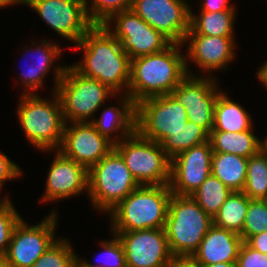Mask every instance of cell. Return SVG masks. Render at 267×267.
Returning a JSON list of instances; mask_svg holds the SVG:
<instances>
[{
    "mask_svg": "<svg viewBox=\"0 0 267 267\" xmlns=\"http://www.w3.org/2000/svg\"><path fill=\"white\" fill-rule=\"evenodd\" d=\"M113 237L109 241L100 242L103 249L100 254L101 264H91L87 260L77 257L78 263L83 267H127L123 245L116 235L113 234Z\"/></svg>",
    "mask_w": 267,
    "mask_h": 267,
    "instance_id": "836d02e7",
    "label": "cell"
},
{
    "mask_svg": "<svg viewBox=\"0 0 267 267\" xmlns=\"http://www.w3.org/2000/svg\"><path fill=\"white\" fill-rule=\"evenodd\" d=\"M201 267H237L236 262H219L212 265H201Z\"/></svg>",
    "mask_w": 267,
    "mask_h": 267,
    "instance_id": "7bdbcfd3",
    "label": "cell"
},
{
    "mask_svg": "<svg viewBox=\"0 0 267 267\" xmlns=\"http://www.w3.org/2000/svg\"><path fill=\"white\" fill-rule=\"evenodd\" d=\"M40 43L41 44L36 46V41H33L32 46L34 48H24L27 54L29 53L32 55V53H34L37 60L35 59L34 62L32 61L33 65L31 66L26 65V67H28L27 70H24V68L22 73H20L19 80L21 79L20 82L22 83L20 85H23L22 87H24L26 91L23 92V94H36L38 89L44 85V77H46L49 71L53 69V65L56 60L61 58L60 55L62 54V50L57 42H55V44L54 42L47 39L45 40L44 38ZM27 54L25 56H27Z\"/></svg>",
    "mask_w": 267,
    "mask_h": 267,
    "instance_id": "7402d4cb",
    "label": "cell"
},
{
    "mask_svg": "<svg viewBox=\"0 0 267 267\" xmlns=\"http://www.w3.org/2000/svg\"><path fill=\"white\" fill-rule=\"evenodd\" d=\"M57 213L52 211L36 225L22 218L14 228L4 260L16 267H31L57 240Z\"/></svg>",
    "mask_w": 267,
    "mask_h": 267,
    "instance_id": "8fae6325",
    "label": "cell"
},
{
    "mask_svg": "<svg viewBox=\"0 0 267 267\" xmlns=\"http://www.w3.org/2000/svg\"><path fill=\"white\" fill-rule=\"evenodd\" d=\"M140 185L113 148L97 164L88 169V196L91 205L108 213Z\"/></svg>",
    "mask_w": 267,
    "mask_h": 267,
    "instance_id": "52a82bcc",
    "label": "cell"
},
{
    "mask_svg": "<svg viewBox=\"0 0 267 267\" xmlns=\"http://www.w3.org/2000/svg\"><path fill=\"white\" fill-rule=\"evenodd\" d=\"M73 267H83L82 265H80L79 263H78V261L73 265Z\"/></svg>",
    "mask_w": 267,
    "mask_h": 267,
    "instance_id": "7dc6e473",
    "label": "cell"
},
{
    "mask_svg": "<svg viewBox=\"0 0 267 267\" xmlns=\"http://www.w3.org/2000/svg\"><path fill=\"white\" fill-rule=\"evenodd\" d=\"M14 4H22V0H0V8H7Z\"/></svg>",
    "mask_w": 267,
    "mask_h": 267,
    "instance_id": "b9f144b4",
    "label": "cell"
},
{
    "mask_svg": "<svg viewBox=\"0 0 267 267\" xmlns=\"http://www.w3.org/2000/svg\"><path fill=\"white\" fill-rule=\"evenodd\" d=\"M0 267H16L12 264H9L8 262H6L4 259L0 260Z\"/></svg>",
    "mask_w": 267,
    "mask_h": 267,
    "instance_id": "ee69618b",
    "label": "cell"
},
{
    "mask_svg": "<svg viewBox=\"0 0 267 267\" xmlns=\"http://www.w3.org/2000/svg\"><path fill=\"white\" fill-rule=\"evenodd\" d=\"M171 196L169 185H140L107 213L111 231L164 228Z\"/></svg>",
    "mask_w": 267,
    "mask_h": 267,
    "instance_id": "3957f363",
    "label": "cell"
},
{
    "mask_svg": "<svg viewBox=\"0 0 267 267\" xmlns=\"http://www.w3.org/2000/svg\"><path fill=\"white\" fill-rule=\"evenodd\" d=\"M65 123L60 147L63 156L76 161L87 169L97 164L114 144L102 136L90 122Z\"/></svg>",
    "mask_w": 267,
    "mask_h": 267,
    "instance_id": "e0dca14e",
    "label": "cell"
},
{
    "mask_svg": "<svg viewBox=\"0 0 267 267\" xmlns=\"http://www.w3.org/2000/svg\"><path fill=\"white\" fill-rule=\"evenodd\" d=\"M76 46L83 52L81 62L71 65L77 72L100 81L116 95L127 94L131 59L104 25H93Z\"/></svg>",
    "mask_w": 267,
    "mask_h": 267,
    "instance_id": "6da1fadb",
    "label": "cell"
},
{
    "mask_svg": "<svg viewBox=\"0 0 267 267\" xmlns=\"http://www.w3.org/2000/svg\"><path fill=\"white\" fill-rule=\"evenodd\" d=\"M243 242L239 234L213 224L191 258L200 265L236 262Z\"/></svg>",
    "mask_w": 267,
    "mask_h": 267,
    "instance_id": "ffe728a7",
    "label": "cell"
},
{
    "mask_svg": "<svg viewBox=\"0 0 267 267\" xmlns=\"http://www.w3.org/2000/svg\"><path fill=\"white\" fill-rule=\"evenodd\" d=\"M206 141H209V133L196 123L188 121L181 130L171 133L161 143V147L166 155L172 159L179 153Z\"/></svg>",
    "mask_w": 267,
    "mask_h": 267,
    "instance_id": "83f0119b",
    "label": "cell"
},
{
    "mask_svg": "<svg viewBox=\"0 0 267 267\" xmlns=\"http://www.w3.org/2000/svg\"><path fill=\"white\" fill-rule=\"evenodd\" d=\"M252 117L237 102L232 101L225 92H220L214 109V123L211 131L243 132L254 130Z\"/></svg>",
    "mask_w": 267,
    "mask_h": 267,
    "instance_id": "603a6c76",
    "label": "cell"
},
{
    "mask_svg": "<svg viewBox=\"0 0 267 267\" xmlns=\"http://www.w3.org/2000/svg\"><path fill=\"white\" fill-rule=\"evenodd\" d=\"M139 185H169L171 159L161 144L137 130L114 145Z\"/></svg>",
    "mask_w": 267,
    "mask_h": 267,
    "instance_id": "ba28073f",
    "label": "cell"
},
{
    "mask_svg": "<svg viewBox=\"0 0 267 267\" xmlns=\"http://www.w3.org/2000/svg\"><path fill=\"white\" fill-rule=\"evenodd\" d=\"M204 76L187 75L171 94L186 109L188 121L210 133L214 123L216 99L221 90L216 78L212 77L214 75Z\"/></svg>",
    "mask_w": 267,
    "mask_h": 267,
    "instance_id": "4fadbf2b",
    "label": "cell"
},
{
    "mask_svg": "<svg viewBox=\"0 0 267 267\" xmlns=\"http://www.w3.org/2000/svg\"><path fill=\"white\" fill-rule=\"evenodd\" d=\"M250 198L243 191H232L213 218L217 227L242 232Z\"/></svg>",
    "mask_w": 267,
    "mask_h": 267,
    "instance_id": "4316f807",
    "label": "cell"
},
{
    "mask_svg": "<svg viewBox=\"0 0 267 267\" xmlns=\"http://www.w3.org/2000/svg\"><path fill=\"white\" fill-rule=\"evenodd\" d=\"M190 6L185 0H133L131 10L172 43L183 44L190 29Z\"/></svg>",
    "mask_w": 267,
    "mask_h": 267,
    "instance_id": "9a60e30c",
    "label": "cell"
},
{
    "mask_svg": "<svg viewBox=\"0 0 267 267\" xmlns=\"http://www.w3.org/2000/svg\"><path fill=\"white\" fill-rule=\"evenodd\" d=\"M267 230V200L250 199L247 213L239 234L243 241Z\"/></svg>",
    "mask_w": 267,
    "mask_h": 267,
    "instance_id": "d6a6232c",
    "label": "cell"
},
{
    "mask_svg": "<svg viewBox=\"0 0 267 267\" xmlns=\"http://www.w3.org/2000/svg\"><path fill=\"white\" fill-rule=\"evenodd\" d=\"M111 232L123 245L127 267H167L174 259L164 228Z\"/></svg>",
    "mask_w": 267,
    "mask_h": 267,
    "instance_id": "5bb4252c",
    "label": "cell"
},
{
    "mask_svg": "<svg viewBox=\"0 0 267 267\" xmlns=\"http://www.w3.org/2000/svg\"><path fill=\"white\" fill-rule=\"evenodd\" d=\"M183 46L186 45L172 43L162 52L131 60L127 95L136 104L149 97L171 94L188 75L185 54L180 51Z\"/></svg>",
    "mask_w": 267,
    "mask_h": 267,
    "instance_id": "7a4b0ae2",
    "label": "cell"
},
{
    "mask_svg": "<svg viewBox=\"0 0 267 267\" xmlns=\"http://www.w3.org/2000/svg\"><path fill=\"white\" fill-rule=\"evenodd\" d=\"M84 0L85 10L93 25H104L115 13L129 10L133 0ZM90 4V6H89Z\"/></svg>",
    "mask_w": 267,
    "mask_h": 267,
    "instance_id": "1f68e13d",
    "label": "cell"
},
{
    "mask_svg": "<svg viewBox=\"0 0 267 267\" xmlns=\"http://www.w3.org/2000/svg\"><path fill=\"white\" fill-rule=\"evenodd\" d=\"M167 267H201L191 257H174Z\"/></svg>",
    "mask_w": 267,
    "mask_h": 267,
    "instance_id": "ab89813d",
    "label": "cell"
},
{
    "mask_svg": "<svg viewBox=\"0 0 267 267\" xmlns=\"http://www.w3.org/2000/svg\"><path fill=\"white\" fill-rule=\"evenodd\" d=\"M257 78L259 79L261 85L267 89V61H265L258 69Z\"/></svg>",
    "mask_w": 267,
    "mask_h": 267,
    "instance_id": "60d3db41",
    "label": "cell"
},
{
    "mask_svg": "<svg viewBox=\"0 0 267 267\" xmlns=\"http://www.w3.org/2000/svg\"><path fill=\"white\" fill-rule=\"evenodd\" d=\"M11 159L0 151V187L2 188L4 183L13 179H18L21 176L22 170Z\"/></svg>",
    "mask_w": 267,
    "mask_h": 267,
    "instance_id": "8d00e7d4",
    "label": "cell"
},
{
    "mask_svg": "<svg viewBox=\"0 0 267 267\" xmlns=\"http://www.w3.org/2000/svg\"><path fill=\"white\" fill-rule=\"evenodd\" d=\"M213 153H230L249 158L262 149V140L253 130L243 132L210 131Z\"/></svg>",
    "mask_w": 267,
    "mask_h": 267,
    "instance_id": "cb8c5ba5",
    "label": "cell"
},
{
    "mask_svg": "<svg viewBox=\"0 0 267 267\" xmlns=\"http://www.w3.org/2000/svg\"><path fill=\"white\" fill-rule=\"evenodd\" d=\"M22 5L33 9L55 33L75 45L93 26L84 0H22Z\"/></svg>",
    "mask_w": 267,
    "mask_h": 267,
    "instance_id": "7c38bea8",
    "label": "cell"
},
{
    "mask_svg": "<svg viewBox=\"0 0 267 267\" xmlns=\"http://www.w3.org/2000/svg\"><path fill=\"white\" fill-rule=\"evenodd\" d=\"M47 175L44 195L39 200L50 202L88 193V169L63 156L58 150ZM83 192V193H82Z\"/></svg>",
    "mask_w": 267,
    "mask_h": 267,
    "instance_id": "d6986e66",
    "label": "cell"
},
{
    "mask_svg": "<svg viewBox=\"0 0 267 267\" xmlns=\"http://www.w3.org/2000/svg\"><path fill=\"white\" fill-rule=\"evenodd\" d=\"M210 141L185 150L171 159L169 187L173 194L190 196L211 174Z\"/></svg>",
    "mask_w": 267,
    "mask_h": 267,
    "instance_id": "2e32d148",
    "label": "cell"
},
{
    "mask_svg": "<svg viewBox=\"0 0 267 267\" xmlns=\"http://www.w3.org/2000/svg\"><path fill=\"white\" fill-rule=\"evenodd\" d=\"M262 149L267 153V135H266V137L262 140Z\"/></svg>",
    "mask_w": 267,
    "mask_h": 267,
    "instance_id": "bcb514c9",
    "label": "cell"
},
{
    "mask_svg": "<svg viewBox=\"0 0 267 267\" xmlns=\"http://www.w3.org/2000/svg\"><path fill=\"white\" fill-rule=\"evenodd\" d=\"M187 122L186 109L172 94L149 97L136 104V130L159 144Z\"/></svg>",
    "mask_w": 267,
    "mask_h": 267,
    "instance_id": "9c48e42d",
    "label": "cell"
},
{
    "mask_svg": "<svg viewBox=\"0 0 267 267\" xmlns=\"http://www.w3.org/2000/svg\"><path fill=\"white\" fill-rule=\"evenodd\" d=\"M235 11H199L195 15L190 8V29L186 35L234 37Z\"/></svg>",
    "mask_w": 267,
    "mask_h": 267,
    "instance_id": "d4e9b609",
    "label": "cell"
},
{
    "mask_svg": "<svg viewBox=\"0 0 267 267\" xmlns=\"http://www.w3.org/2000/svg\"><path fill=\"white\" fill-rule=\"evenodd\" d=\"M243 192L250 199L267 200V153L263 149L248 158Z\"/></svg>",
    "mask_w": 267,
    "mask_h": 267,
    "instance_id": "f546056e",
    "label": "cell"
},
{
    "mask_svg": "<svg viewBox=\"0 0 267 267\" xmlns=\"http://www.w3.org/2000/svg\"><path fill=\"white\" fill-rule=\"evenodd\" d=\"M121 96L119 95V107L121 108L104 107L101 117L89 121L102 136L114 145L136 131V103L127 94H121Z\"/></svg>",
    "mask_w": 267,
    "mask_h": 267,
    "instance_id": "44dd1931",
    "label": "cell"
},
{
    "mask_svg": "<svg viewBox=\"0 0 267 267\" xmlns=\"http://www.w3.org/2000/svg\"><path fill=\"white\" fill-rule=\"evenodd\" d=\"M66 238H59L44 252L31 267H73L77 255Z\"/></svg>",
    "mask_w": 267,
    "mask_h": 267,
    "instance_id": "4dcf8cb0",
    "label": "cell"
},
{
    "mask_svg": "<svg viewBox=\"0 0 267 267\" xmlns=\"http://www.w3.org/2000/svg\"><path fill=\"white\" fill-rule=\"evenodd\" d=\"M113 22L115 26H110ZM104 27L120 42L131 60L162 52L172 44L131 9L115 13Z\"/></svg>",
    "mask_w": 267,
    "mask_h": 267,
    "instance_id": "30bf717a",
    "label": "cell"
},
{
    "mask_svg": "<svg viewBox=\"0 0 267 267\" xmlns=\"http://www.w3.org/2000/svg\"><path fill=\"white\" fill-rule=\"evenodd\" d=\"M231 192L232 190L211 173L190 196L208 215L214 218Z\"/></svg>",
    "mask_w": 267,
    "mask_h": 267,
    "instance_id": "f1b7e54d",
    "label": "cell"
},
{
    "mask_svg": "<svg viewBox=\"0 0 267 267\" xmlns=\"http://www.w3.org/2000/svg\"><path fill=\"white\" fill-rule=\"evenodd\" d=\"M212 225L213 218L191 196L172 193L164 230L174 257H191Z\"/></svg>",
    "mask_w": 267,
    "mask_h": 267,
    "instance_id": "8992f818",
    "label": "cell"
},
{
    "mask_svg": "<svg viewBox=\"0 0 267 267\" xmlns=\"http://www.w3.org/2000/svg\"><path fill=\"white\" fill-rule=\"evenodd\" d=\"M54 68L52 91L60 98L65 123L89 122L106 99L118 96L100 81L81 75L71 64Z\"/></svg>",
    "mask_w": 267,
    "mask_h": 267,
    "instance_id": "277c9868",
    "label": "cell"
},
{
    "mask_svg": "<svg viewBox=\"0 0 267 267\" xmlns=\"http://www.w3.org/2000/svg\"><path fill=\"white\" fill-rule=\"evenodd\" d=\"M248 158L230 153H213L211 173L230 190L243 191L247 175Z\"/></svg>",
    "mask_w": 267,
    "mask_h": 267,
    "instance_id": "484cf974",
    "label": "cell"
},
{
    "mask_svg": "<svg viewBox=\"0 0 267 267\" xmlns=\"http://www.w3.org/2000/svg\"><path fill=\"white\" fill-rule=\"evenodd\" d=\"M245 242L253 249L267 254V230L250 236Z\"/></svg>",
    "mask_w": 267,
    "mask_h": 267,
    "instance_id": "f35d334b",
    "label": "cell"
},
{
    "mask_svg": "<svg viewBox=\"0 0 267 267\" xmlns=\"http://www.w3.org/2000/svg\"><path fill=\"white\" fill-rule=\"evenodd\" d=\"M21 219L11 200L0 207V260L4 259L14 228Z\"/></svg>",
    "mask_w": 267,
    "mask_h": 267,
    "instance_id": "e575fe53",
    "label": "cell"
},
{
    "mask_svg": "<svg viewBox=\"0 0 267 267\" xmlns=\"http://www.w3.org/2000/svg\"><path fill=\"white\" fill-rule=\"evenodd\" d=\"M237 267H267V254L261 253L243 242L236 261Z\"/></svg>",
    "mask_w": 267,
    "mask_h": 267,
    "instance_id": "d590c367",
    "label": "cell"
},
{
    "mask_svg": "<svg viewBox=\"0 0 267 267\" xmlns=\"http://www.w3.org/2000/svg\"><path fill=\"white\" fill-rule=\"evenodd\" d=\"M51 99L36 94H20L17 116L25 138L39 151L57 150L62 142L65 121L56 92ZM54 98V99H53Z\"/></svg>",
    "mask_w": 267,
    "mask_h": 267,
    "instance_id": "5b68a950",
    "label": "cell"
},
{
    "mask_svg": "<svg viewBox=\"0 0 267 267\" xmlns=\"http://www.w3.org/2000/svg\"><path fill=\"white\" fill-rule=\"evenodd\" d=\"M199 11L207 12H220L226 10H235L233 3H229V0H201Z\"/></svg>",
    "mask_w": 267,
    "mask_h": 267,
    "instance_id": "74e56055",
    "label": "cell"
},
{
    "mask_svg": "<svg viewBox=\"0 0 267 267\" xmlns=\"http://www.w3.org/2000/svg\"><path fill=\"white\" fill-rule=\"evenodd\" d=\"M185 43L188 44L187 53L185 54L188 75L195 76V73L190 72L191 70L188 67L191 61L202 72L209 74L211 71L220 69H225L226 71L227 64L231 63L236 57L234 37L186 35L183 45Z\"/></svg>",
    "mask_w": 267,
    "mask_h": 267,
    "instance_id": "ac0fdd59",
    "label": "cell"
},
{
    "mask_svg": "<svg viewBox=\"0 0 267 267\" xmlns=\"http://www.w3.org/2000/svg\"><path fill=\"white\" fill-rule=\"evenodd\" d=\"M0 190H2L1 187H0ZM9 198H10V197H8V196H6V197H4V198H0V199H1V200H0V207L3 206V205H5L7 202H9V201H10Z\"/></svg>",
    "mask_w": 267,
    "mask_h": 267,
    "instance_id": "f6af8a7d",
    "label": "cell"
}]
</instances>
